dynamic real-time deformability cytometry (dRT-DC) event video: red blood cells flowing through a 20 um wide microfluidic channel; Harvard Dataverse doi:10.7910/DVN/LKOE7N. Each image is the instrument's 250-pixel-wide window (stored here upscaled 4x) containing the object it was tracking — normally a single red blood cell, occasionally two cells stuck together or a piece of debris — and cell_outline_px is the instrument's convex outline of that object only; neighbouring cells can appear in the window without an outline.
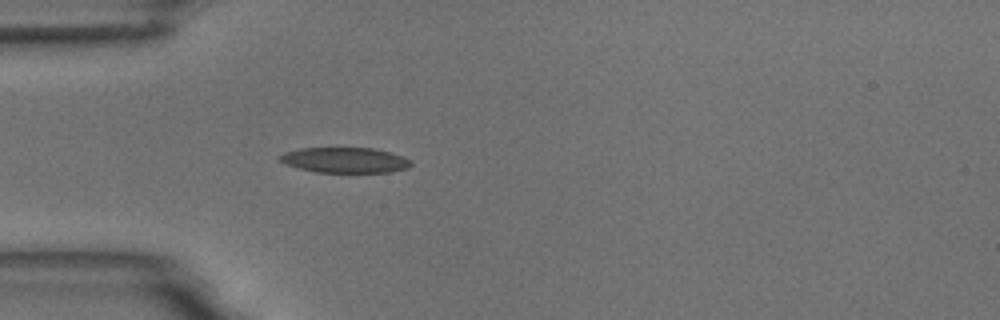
{"species": "common noctule bat (a hibernating species)", "species_latin": "Nyctalus noctula", "temperature_condition": "room temperature", "stored_images_in_passage": 40, "camera_frame_rate_fps": 3000, "um_per_image_px": 0.085, "animal": {"sex": "male", "body_mass_g": 18.8}, "frame": {"image": 1, "passage_image": 6, "time_ms": 1.667, "image_size_px": [1000, 320], "cell_outline_px": [[412, 164], [408, 168], [388, 172], [316, 172], [300, 168], [288, 164], [280, 160], [280, 156], [284, 152], [300, 148], [376, 148], [404, 156], [412, 160]], "centroid_in_image_um": [29.39, 13.6], "position_along_channel_um": 55.6, "area_um2": 19.31}}
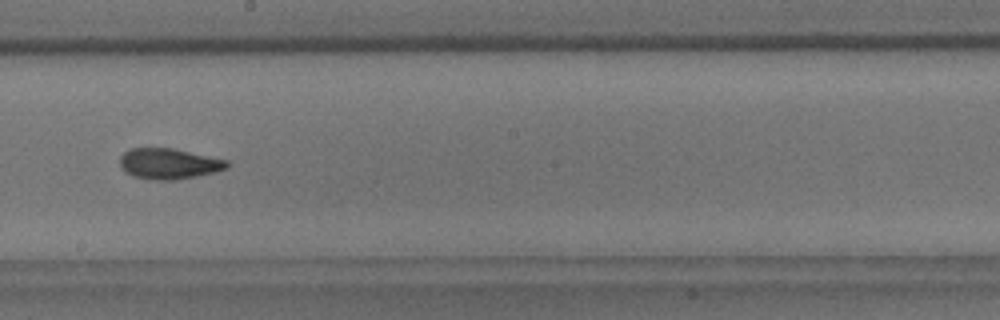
{"frame": {"image": 2, "passage_image": 21, "time_ms": 6.667, "image_size_px": [1000, 320], "cell_outline_px": [[228, 168], [216, 172], [196, 176], [172, 180], [156, 180], [132, 176], [124, 172], [120, 164], [120, 156], [128, 148], [172, 148], [228, 160]], "centroid_in_image_um": [14.33, 13.91], "position_along_channel_um": 233.9, "area_um2": 19.19}}
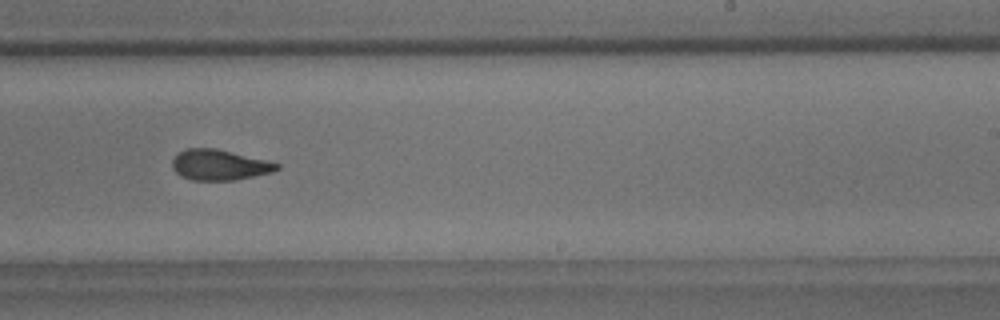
{"frame": {"image": 3, "passage_image": 24, "time_ms": 7.667, "image_size_px": [1000, 320], "cell_outline_px": [[280, 168], [272, 172], [236, 180], [192, 180], [180, 176], [172, 168], [172, 160], [184, 148], [216, 148], [268, 160], [280, 164]], "centroid_in_image_um": [18.66, 14.01], "position_along_channel_um": 270.3, "area_um2": 18.73}, "authors_computed_cell_mechanics": {"area_um2": 19.2185, "velocity_mm_per_s": 3.656, "shape_relaxation_time_tau1_ms": 6.4019, "shape_relaxation_time_tau2_ms": 2.4777, "deformation_change_tau1": 0.1767, "deformation_change_tau2": 0.0996}}